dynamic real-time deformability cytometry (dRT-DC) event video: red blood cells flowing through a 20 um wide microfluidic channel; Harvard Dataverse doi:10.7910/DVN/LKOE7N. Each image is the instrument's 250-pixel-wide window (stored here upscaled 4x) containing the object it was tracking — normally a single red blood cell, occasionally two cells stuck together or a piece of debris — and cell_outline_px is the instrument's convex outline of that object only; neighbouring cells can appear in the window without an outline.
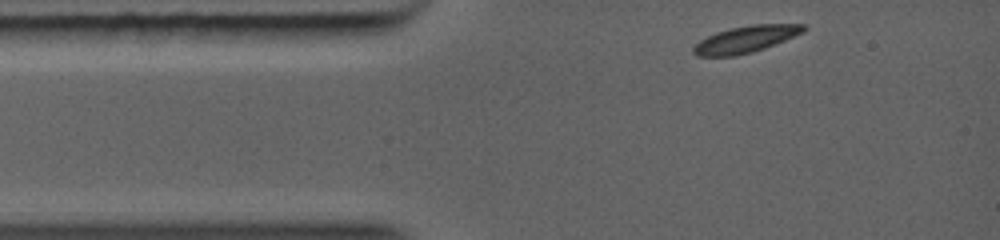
{"species": "common noctule bat (a hibernating species)", "species_latin": "Nyctalus noctula", "temperature_condition": "warm", "stored_images_in_passage": 20, "camera_frame_rate_fps": 5000, "um_per_image_px": 0.085, "animal": {"sex": "female", "body_mass_g": 19.0, "forearm_length_mm": 56.7}, "frame": {"image": 1, "passage_image": 1, "time_ms": 0.0, "image_size_px": [1000, 240], "cell_outline_px": [[808, 28], [804, 32], [764, 48], [752, 52], [736, 56], [696, 56], [692, 52], [692, 48], [700, 40], [716, 32], [732, 28], [752, 24], [808, 24]], "centroid_in_image_um": [63.4, 3.33], "position_along_channel_um": 21.6, "area_um2": 17.11}}
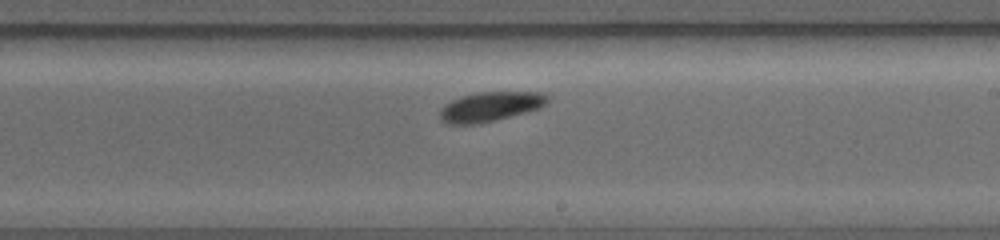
{"frame": {"image": 2, "passage_image": 12, "time_ms": 5.4, "image_size_px": [1000, 240], "cell_outline_px": [[552, 96], [540, 108], [476, 124], [448, 124], [440, 120], [440, 108], [444, 104], [460, 96], [476, 92], [540, 92]], "centroid_in_image_um": [41.64, 9.04], "position_along_channel_um": 247.4, "area_um2": 18.44}}
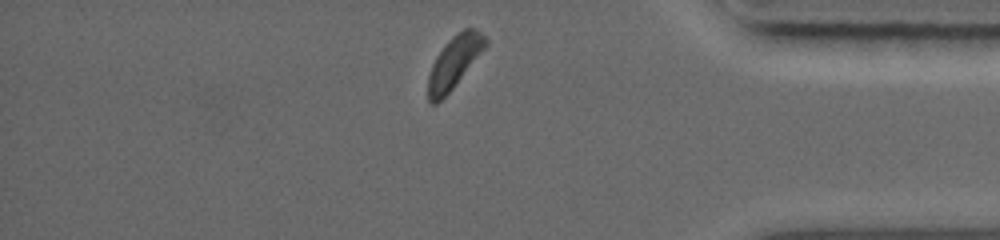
{"frame": {"image": 3, "passage_image": 20, "time_ms": 9.0, "image_size_px": [1000, 240], "cell_outline_px": [[488, 44], [452, 88], [436, 104], [432, 104], [428, 100], [428, 76], [432, 64], [436, 56], [448, 40], [452, 36], [464, 28], [476, 28], [488, 40]], "centroid_in_image_um": [38.6, 5.25], "position_along_channel_um": 396.6, "area_um2": 17.05}}